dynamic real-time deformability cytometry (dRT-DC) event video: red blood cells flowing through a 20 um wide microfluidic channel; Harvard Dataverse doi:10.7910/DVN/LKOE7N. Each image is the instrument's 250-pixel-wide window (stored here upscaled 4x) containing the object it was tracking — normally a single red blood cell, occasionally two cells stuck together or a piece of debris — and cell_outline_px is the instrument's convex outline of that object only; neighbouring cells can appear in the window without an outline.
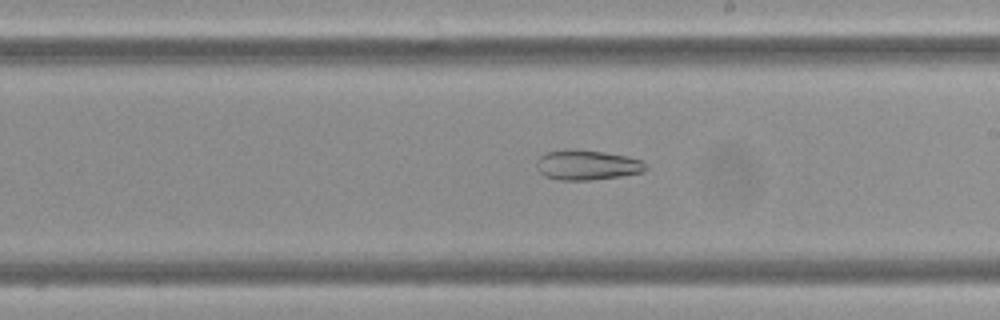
{"species": "Egyptian fruit bat (a non-hibernating species)", "species_latin": "Rousettus aegyptiacus", "temperature_condition": "cold", "stored_images_in_passage": 58, "camera_frame_rate_fps": 3000, "um_per_image_px": 0.085, "frame": {"image": 1, "passage_image": 34, "time_ms": 11.0, "image_size_px": [1000, 320], "cell_outline_px": [[648, 168], [644, 172], [620, 176], [592, 180], [560, 180], [544, 176], [536, 168], [536, 164], [540, 156], [544, 152], [568, 148], [576, 148], [604, 152], [628, 156], [644, 160]], "centroid_in_image_um": [49.91, 14.01], "position_along_channel_um": 239.1, "area_um2": 19.54}}
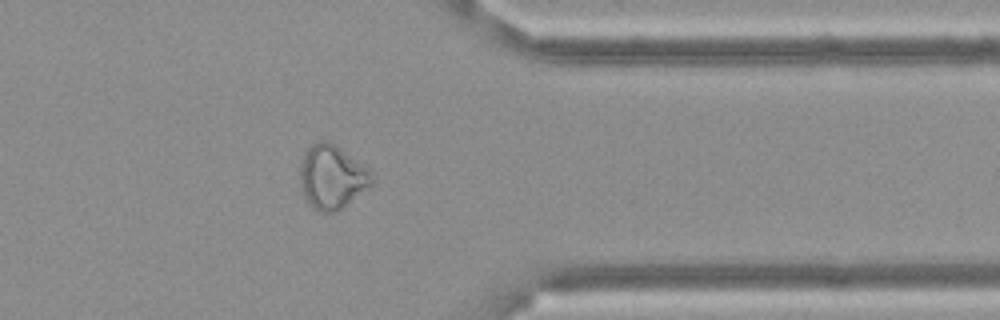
{"frame": {"image": 2, "passage_image": 47, "time_ms": 15.333, "image_size_px": [1000, 320], "cell_outline_px": [[376, 180], [372, 184], [340, 208], [332, 212], [320, 212], [312, 208], [308, 204], [300, 188], [300, 164], [304, 152], [312, 144], [320, 140], [328, 140], [340, 148], [368, 168], [372, 172]], "centroid_in_image_um": [28.19, 15.03], "position_along_channel_um": 383.2, "area_um2": 26.65}}
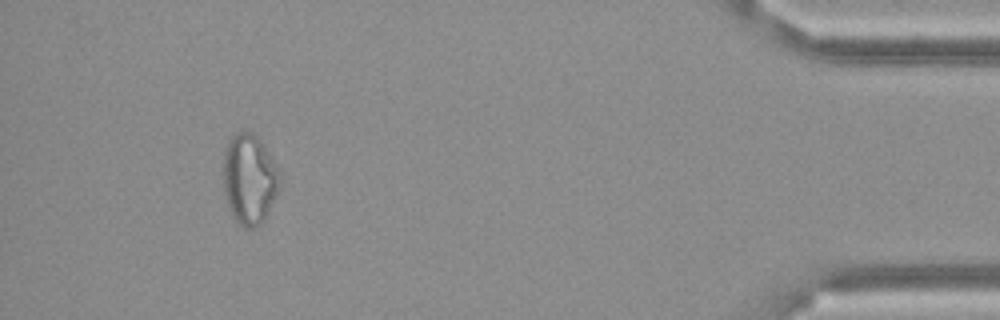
{"frame": {"image": 3, "passage_image": 54, "time_ms": 17.667, "image_size_px": [1000, 320], "cell_outline_px": [[280, 188], [264, 220], [260, 224], [252, 228], [248, 228], [240, 224], [236, 220], [228, 208], [224, 196], [224, 148], [228, 140], [236, 132], [244, 128], [252, 132], [260, 140], [280, 168]], "centroid_in_image_um": [21.21, 15.18], "position_along_channel_um": 414.0, "area_um2": 30.17}, "authors_computed_cell_mechanics": {"area_um2": 28.0908, "velocity_mm_per_s": 3.5234, "shape_relaxation_time_tau1_ms": null, "shape_relaxation_time_tau2_ms": 6.3843, "deformation_change_tau1": null, "deformation_change_tau2": 0.1341}}